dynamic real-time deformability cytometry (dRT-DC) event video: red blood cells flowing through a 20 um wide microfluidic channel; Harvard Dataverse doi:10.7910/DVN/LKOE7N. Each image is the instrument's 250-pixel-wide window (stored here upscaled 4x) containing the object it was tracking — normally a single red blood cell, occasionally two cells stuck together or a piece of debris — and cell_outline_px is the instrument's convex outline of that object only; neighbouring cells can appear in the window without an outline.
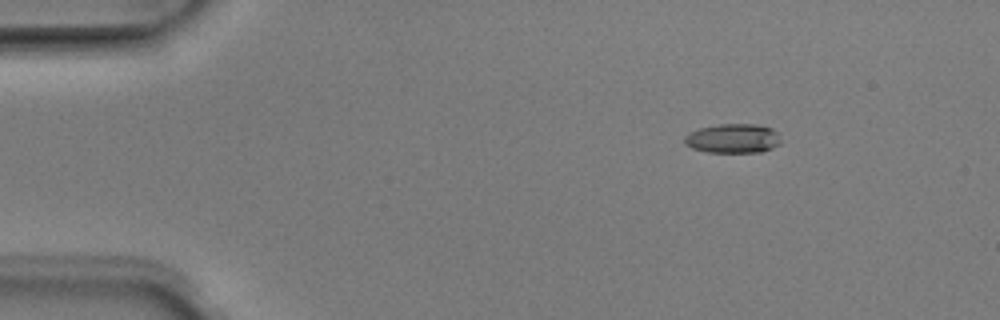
{"species": "Egyptian fruit bat (a non-hibernating species)", "species_latin": "Rousettus aegyptiacus", "temperature_condition": "room temperature", "stored_images_in_passage": 2, "camera_frame_rate_fps": 3000, "um_per_image_px": 0.085, "animal": {"sex": "male"}, "frame": {"image": 1, "passage_image": 1, "time_ms": 0.0, "image_size_px": [1000, 320], "cell_outline_px": [[780, 144], [772, 148], [760, 152], [708, 152], [692, 148], [684, 144], [684, 136], [688, 132], [700, 128], [720, 124], [756, 124], [772, 128], [776, 132], [780, 140]], "centroid_in_image_um": [62.28, 11.76], "position_along_channel_um": 22.7, "area_um2": 16.47}}